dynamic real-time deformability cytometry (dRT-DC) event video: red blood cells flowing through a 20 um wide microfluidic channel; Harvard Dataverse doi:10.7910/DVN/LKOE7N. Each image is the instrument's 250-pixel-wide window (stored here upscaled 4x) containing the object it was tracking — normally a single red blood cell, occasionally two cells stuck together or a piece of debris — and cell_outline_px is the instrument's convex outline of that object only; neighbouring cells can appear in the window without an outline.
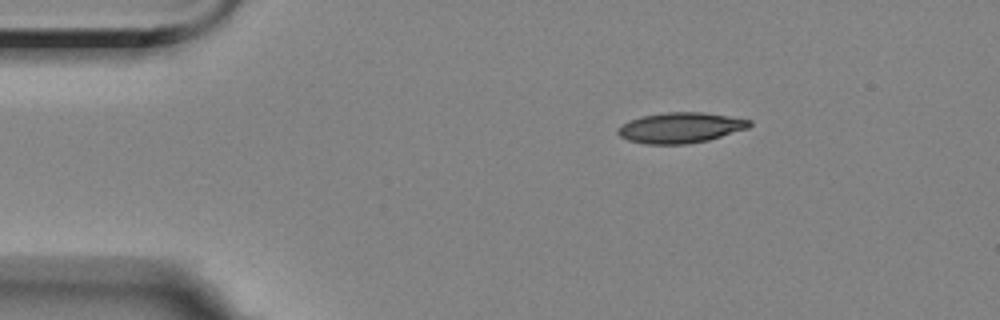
{"species": "Egyptian fruit bat (a non-hibernating species)", "species_latin": "Rousettus aegyptiacus", "temperature_condition": "room temperature", "stored_images_in_passage": 3, "camera_frame_rate_fps": 3000, "um_per_image_px": 0.085, "animal": {"sex": "female"}, "frame": {"image": 1, "passage_image": 1, "time_ms": 0.0, "image_size_px": [1000, 320], "cell_outline_px": [[752, 124], [748, 128], [708, 140], [688, 144], [644, 144], [628, 140], [620, 136], [616, 132], [616, 128], [628, 120], [640, 116], [668, 112], [704, 112], [752, 120]], "centroid_in_image_um": [57.8, 10.85], "position_along_channel_um": 27.2, "area_um2": 23.52}}
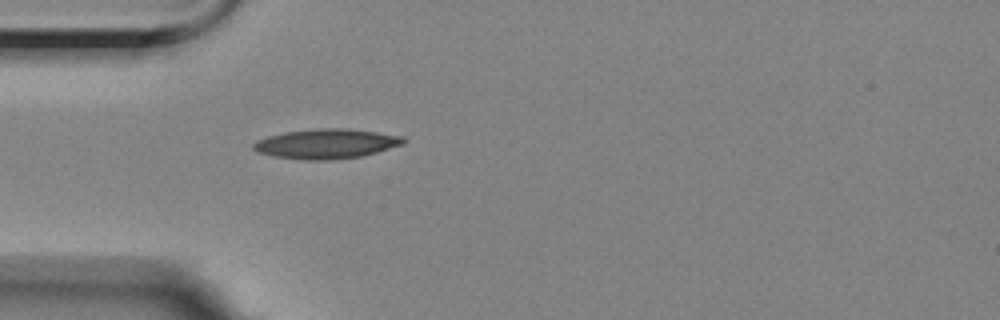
{"frame": {"image": 2, "passage_image": 3, "time_ms": 2.333, "image_size_px": [1000, 320], "cell_outline_px": [[408, 140], [404, 144], [376, 152], [360, 156], [332, 160], [304, 160], [272, 156], [256, 152], [252, 148], [252, 144], [256, 140], [268, 136], [284, 132], [316, 128], [348, 128], [404, 136]], "centroid_in_image_um": [27.72, 12.22], "position_along_channel_um": 57.3, "area_um2": 26.24}}